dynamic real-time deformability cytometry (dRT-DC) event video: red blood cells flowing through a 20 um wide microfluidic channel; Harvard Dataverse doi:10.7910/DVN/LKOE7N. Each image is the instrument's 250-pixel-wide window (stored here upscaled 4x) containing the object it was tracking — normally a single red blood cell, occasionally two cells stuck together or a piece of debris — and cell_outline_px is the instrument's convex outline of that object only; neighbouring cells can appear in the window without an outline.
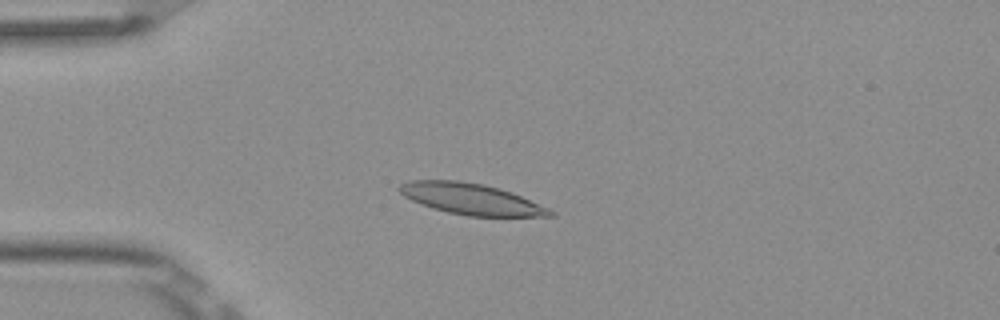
{"species": "Egyptian fruit bat (a non-hibernating species)", "species_latin": "Rousettus aegyptiacus", "temperature_condition": "room temperature", "stored_images_in_passage": 6, "camera_frame_rate_fps": 3000, "um_per_image_px": 0.085, "frame": {"image": 1, "passage_image": 3, "time_ms": 0.667, "image_size_px": [1000, 320], "cell_outline_px": [[556, 216], [468, 216], [448, 212], [432, 208], [420, 204], [404, 196], [396, 188], [400, 184], [408, 180], [460, 180], [484, 184], [512, 192], [548, 208], [556, 212]], "centroid_in_image_um": [40.02, 16.9], "position_along_channel_um": 45.0, "area_um2": 27.34}}
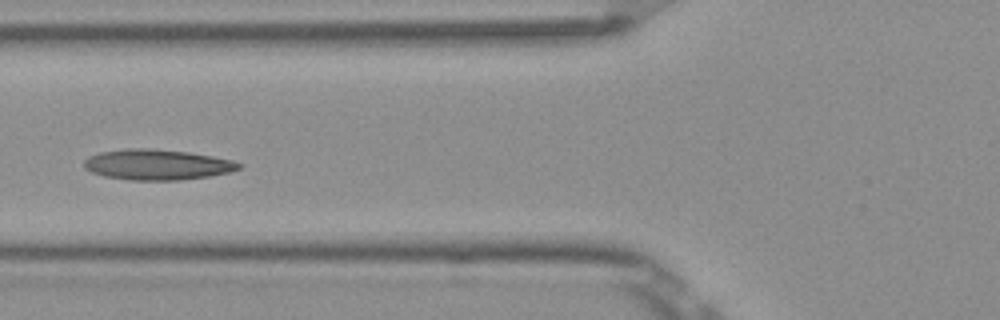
{"frame": {"image": 2, "passage_image": 5, "time_ms": 1.333, "image_size_px": [1000, 320], "cell_outline_px": [[244, 164], [240, 168], [228, 172], [208, 176], [180, 180], [128, 180], [104, 176], [92, 172], [84, 168], [84, 160], [88, 156], [100, 152], [128, 148], [148, 148], [188, 152], [212, 156], [232, 160]], "centroid_in_image_um": [13.33, 13.99], "position_along_channel_um": 112.5, "area_um2": 27.51}}
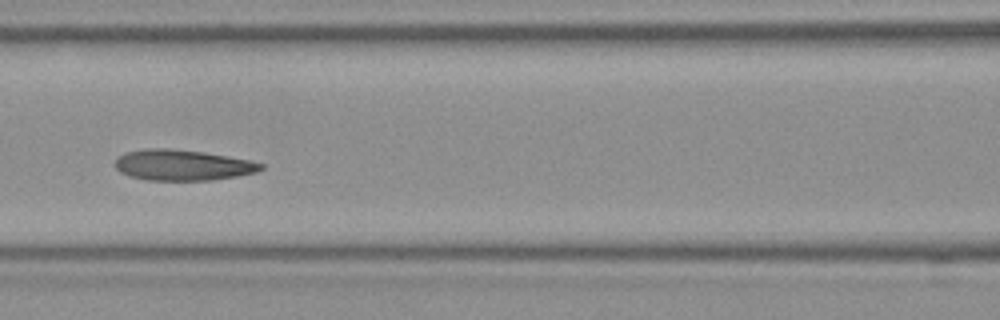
{"frame": {"image": 3, "passage_image": 6, "time_ms": 1.667, "image_size_px": [1000, 320], "cell_outline_px": [[264, 168], [256, 172], [236, 176], [212, 180], [148, 180], [128, 176], [120, 172], [116, 168], [116, 156], [124, 152], [144, 148], [168, 148], [204, 152], [228, 156], [248, 160], [264, 164]], "centroid_in_image_um": [15.47, 14.02], "position_along_channel_um": 151.1, "area_um2": 26.24}}